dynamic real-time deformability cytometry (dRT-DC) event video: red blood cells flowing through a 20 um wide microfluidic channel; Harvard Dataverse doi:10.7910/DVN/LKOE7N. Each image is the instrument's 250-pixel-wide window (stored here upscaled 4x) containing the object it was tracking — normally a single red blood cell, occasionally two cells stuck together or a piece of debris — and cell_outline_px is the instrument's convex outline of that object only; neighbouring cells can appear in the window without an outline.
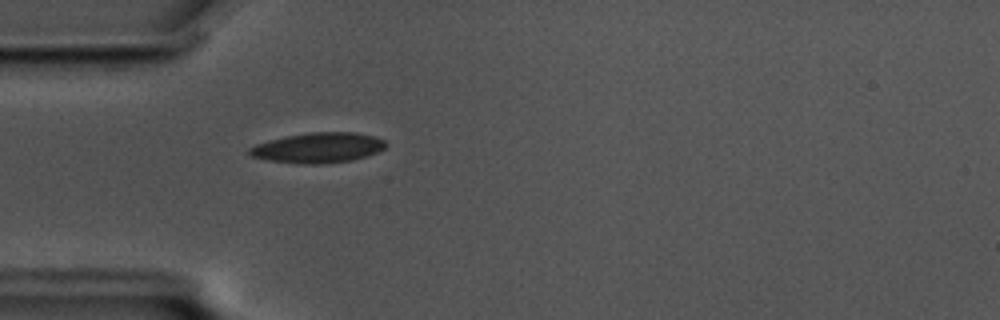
{"species": "common noctule bat (a hibernating species)", "species_latin": "Nyctalus noctula", "temperature_condition": "cold", "stored_images_in_passage": 43, "camera_frame_rate_fps": 3000, "um_per_image_px": 0.085, "animal": {"sex": "male", "body_mass_g": 17.5, "forearm_length_mm": 52.3}, "frame": {"image": 1, "passage_image": 2, "time_ms": 0.333, "image_size_px": [1000, 320], "cell_outline_px": [[388, 144], [384, 148], [376, 152], [352, 160], [320, 164], [304, 164], [268, 160], [252, 156], [248, 152], [248, 148], [256, 144], [288, 136], [308, 132], [356, 132], [372, 136], [384, 140]], "centroid_in_image_um": [27.05, 12.55], "position_along_channel_um": 58.0, "area_um2": 23.7}}
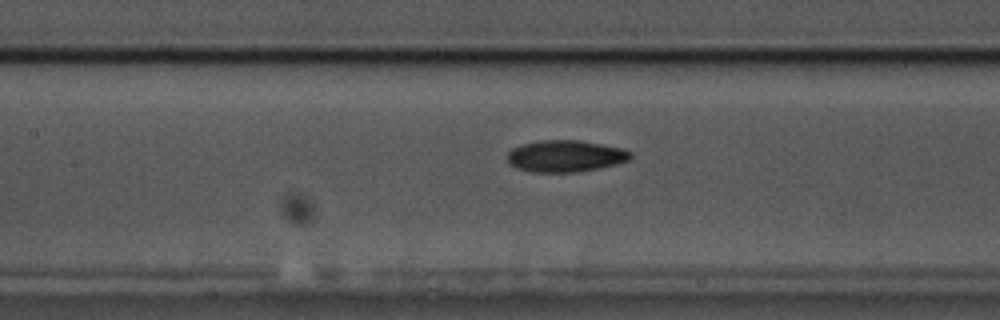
{"frame": {"image": 2, "passage_image": 11, "time_ms": 3.333, "image_size_px": [1000, 320], "cell_outline_px": [[632, 160], [616, 164], [580, 172], [532, 172], [516, 168], [508, 164], [508, 152], [512, 148], [520, 144], [540, 140], [580, 140], [620, 148], [632, 152]], "centroid_in_image_um": [48.04, 13.27], "position_along_channel_um": 159.4, "area_um2": 22.95}}
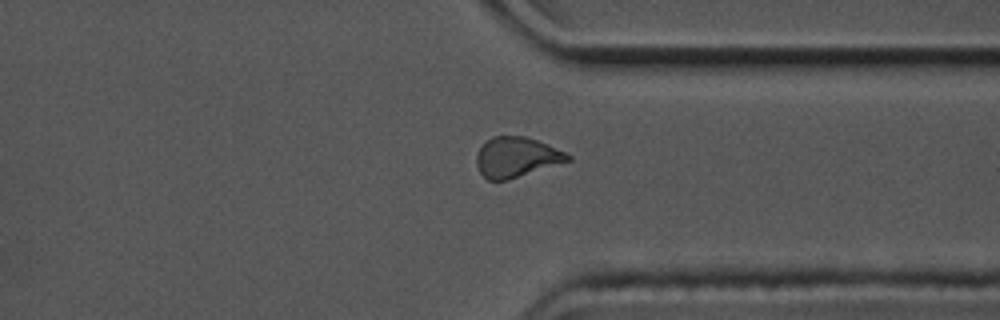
{"frame": {"image": 3, "passage_image": 29, "time_ms": 9.333, "image_size_px": [1000, 320], "cell_outline_px": [[572, 160], [508, 180], [488, 180], [480, 172], [476, 164], [476, 156], [480, 148], [492, 136], [524, 136], [548, 144], [572, 156]], "centroid_in_image_um": [43.91, 13.36], "position_along_channel_um": 367.5, "area_um2": 21.21}, "authors_computed_cell_mechanics": {"area_um2": 22.4842, "velocity_mm_per_s": 3.4848, "shape_relaxation_time_tau1_ms": null, "shape_relaxation_time_tau2_ms": 3.7314, "deformation_change_tau1": null, "deformation_change_tau2": 0.0935}}